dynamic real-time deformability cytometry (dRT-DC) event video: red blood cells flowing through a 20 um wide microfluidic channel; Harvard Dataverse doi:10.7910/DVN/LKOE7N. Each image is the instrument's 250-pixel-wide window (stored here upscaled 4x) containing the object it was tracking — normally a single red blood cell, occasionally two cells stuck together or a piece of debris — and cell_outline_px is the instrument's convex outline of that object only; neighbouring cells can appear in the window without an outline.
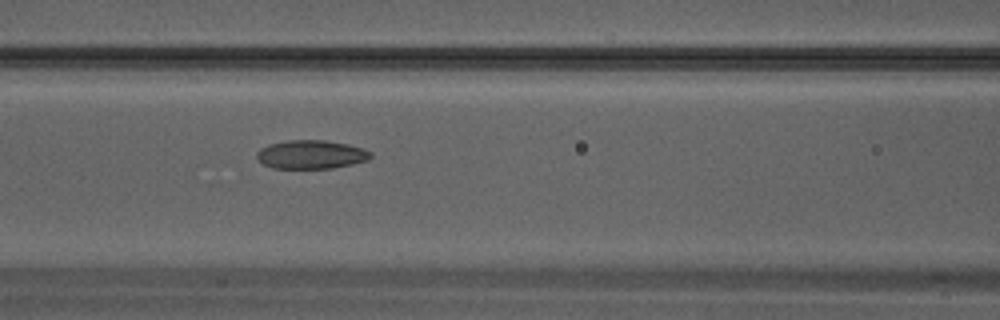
{"species": "Egyptian fruit bat (a non-hibernating species)", "species_latin": "Rousettus aegyptiacus", "temperature_condition": "warm", "stored_images_in_passage": 12, "camera_frame_rate_fps": 3000, "um_per_image_px": 0.085, "animal": {"sex": "male"}, "frame": {"image": 1, "passage_image": 5, "time_ms": 1.333, "image_size_px": [1000, 320], "cell_outline_px": [[372, 156], [368, 160], [352, 164], [332, 168], [272, 168], [264, 164], [256, 156], [256, 152], [260, 148], [268, 144], [288, 140], [324, 140], [348, 144], [364, 148], [372, 152]], "centroid_in_image_um": [26.46, 13.12], "position_along_channel_um": 140.1, "area_um2": 19.07}}
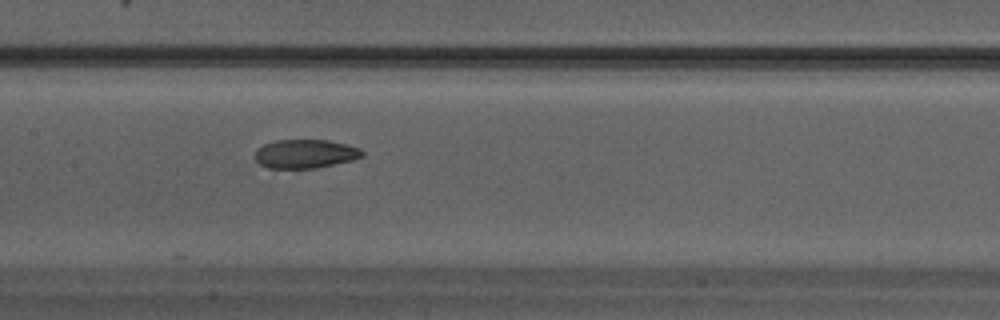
{"frame": {"image": 2, "passage_image": 7, "time_ms": 2.0, "image_size_px": [1000, 320], "cell_outline_px": [[364, 156], [352, 160], [316, 168], [268, 168], [260, 164], [256, 160], [256, 148], [264, 144], [276, 140], [328, 140], [360, 148], [364, 152]], "centroid_in_image_um": [25.95, 13.07], "position_along_channel_um": 181.5, "area_um2": 17.92}}